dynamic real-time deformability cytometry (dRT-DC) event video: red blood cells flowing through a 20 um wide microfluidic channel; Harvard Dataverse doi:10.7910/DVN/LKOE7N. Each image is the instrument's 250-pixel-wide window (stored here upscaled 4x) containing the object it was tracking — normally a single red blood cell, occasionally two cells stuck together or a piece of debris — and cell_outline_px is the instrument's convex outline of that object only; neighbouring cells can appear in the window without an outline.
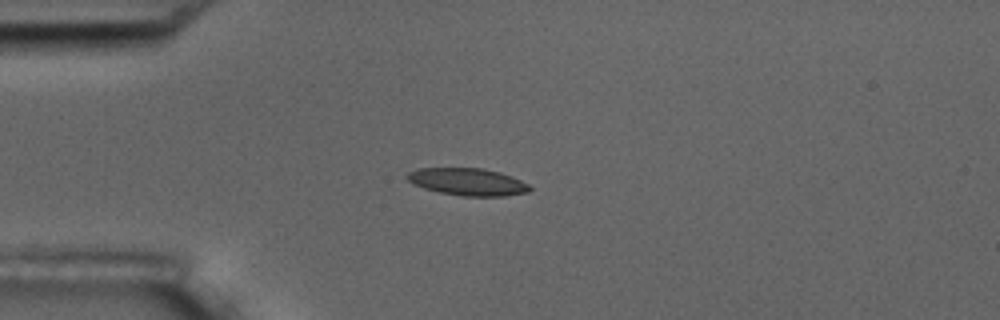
{"species": "common noctule bat (a hibernating species)", "species_latin": "Nyctalus noctula", "temperature_condition": "room temperature", "stored_images_in_passage": 15, "camera_frame_rate_fps": 3000, "um_per_image_px": 0.085, "animal": {"sex": "male", "body_mass_g": 17.5, "forearm_length_mm": 52.3}, "frame": {"image": 1, "passage_image": 3, "time_ms": 2.333, "image_size_px": [1000, 320], "cell_outline_px": [[532, 188], [528, 192], [504, 196], [460, 196], [440, 192], [424, 188], [412, 184], [404, 176], [408, 172], [420, 168], [484, 168], [500, 172], [512, 176], [528, 184]], "centroid_in_image_um": [39.74, 15.45], "position_along_channel_um": 45.3, "area_um2": 19.59}}
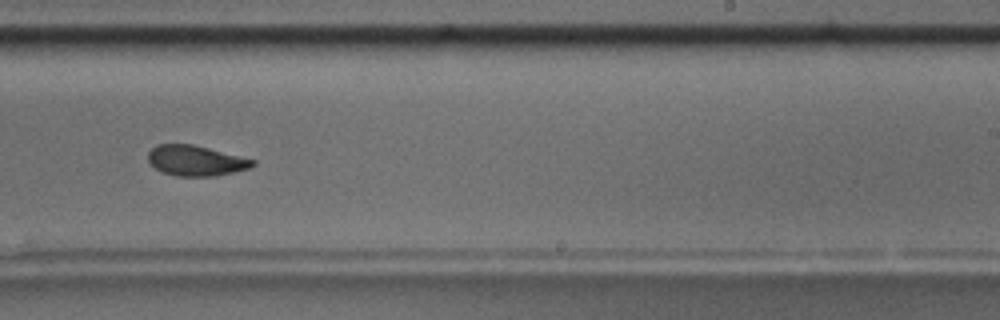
{"frame": {"image": 2, "passage_image": 9, "time_ms": 9.333, "image_size_px": [1000, 320], "cell_outline_px": [[256, 164], [248, 168], [216, 176], [176, 176], [160, 172], [148, 160], [148, 152], [156, 144], [192, 144], [256, 160]], "centroid_in_image_um": [16.62, 13.65], "position_along_channel_um": 272.4, "area_um2": 18.44}}
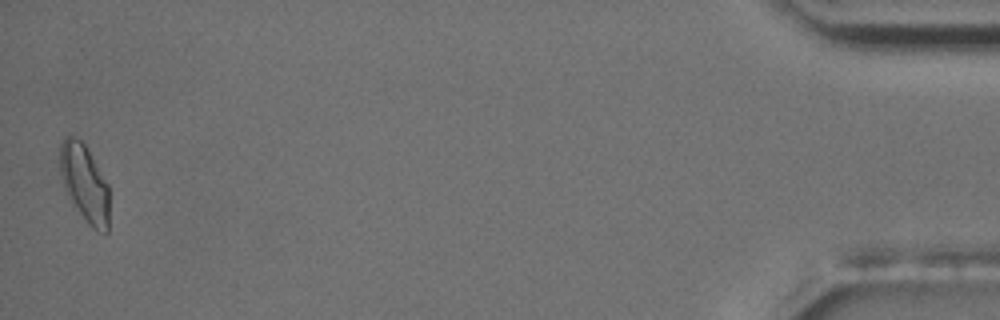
{"frame": {"image": 3, "passage_image": 15, "time_ms": 16.333, "image_size_px": [1000, 320], "cell_outline_px": [[108, 232], [104, 236], [96, 232], [88, 224], [64, 188], [60, 172], [60, 144], [64, 136], [72, 136], [80, 140], [84, 144], [108, 184]], "centroid_in_image_um": [7.2, 15.6], "position_along_channel_um": 428.0, "area_um2": 21.96}, "authors_computed_cell_mechanics": {"area_um2": 19.2474, "velocity_mm_per_s": 3.5204, "shape_relaxation_time_tau1_ms": 7.5659, "shape_relaxation_time_tau2_ms": 2.688, "deformation_change_tau1": 0.1966, "deformation_change_tau2": 0.0853}}